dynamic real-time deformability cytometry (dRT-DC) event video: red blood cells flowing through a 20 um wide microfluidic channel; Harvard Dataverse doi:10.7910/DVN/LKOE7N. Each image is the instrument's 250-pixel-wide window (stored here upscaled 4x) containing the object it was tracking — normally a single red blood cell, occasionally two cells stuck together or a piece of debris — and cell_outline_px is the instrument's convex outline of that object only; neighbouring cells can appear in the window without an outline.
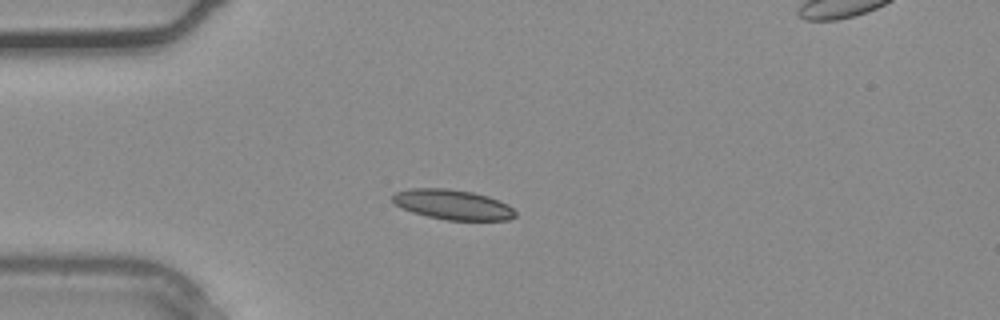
{"species": "common noctule bat (a hibernating species)", "species_latin": "Nyctalus noctula", "temperature_condition": "warm", "stored_images_in_passage": 33, "camera_frame_rate_fps": 3000, "um_per_image_px": 0.085, "animal": {"sex": "male", "body_mass_g": 20.4}, "frame": {"image": 1, "passage_image": 10, "time_ms": 3.0, "image_size_px": [1000, 320], "cell_outline_px": [[516, 216], [508, 220], [448, 220], [428, 216], [412, 212], [396, 204], [392, 200], [392, 196], [396, 192], [412, 188], [448, 188], [472, 192], [488, 196], [500, 200], [508, 204], [516, 212]], "centroid_in_image_um": [38.52, 17.38], "position_along_channel_um": 46.5, "area_um2": 21.39}}